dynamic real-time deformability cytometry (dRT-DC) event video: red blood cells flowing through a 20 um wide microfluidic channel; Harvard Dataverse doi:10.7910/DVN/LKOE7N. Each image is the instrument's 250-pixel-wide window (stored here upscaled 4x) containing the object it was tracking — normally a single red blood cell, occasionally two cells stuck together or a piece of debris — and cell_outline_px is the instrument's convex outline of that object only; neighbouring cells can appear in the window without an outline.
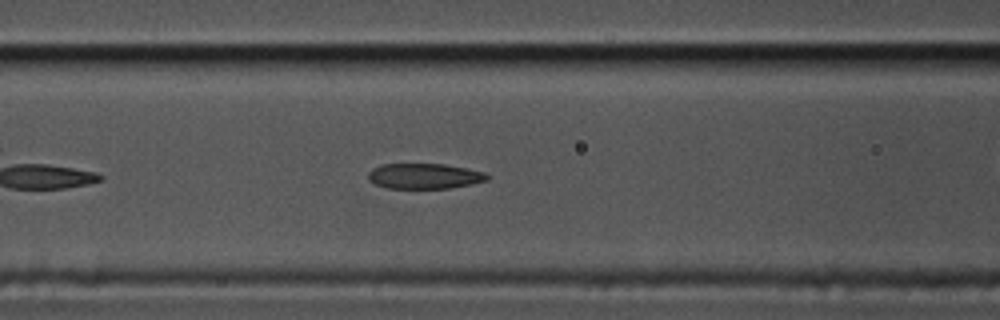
{"species": "common noctule bat (a hibernating species)", "species_latin": "Nyctalus noctula", "temperature_condition": "cold", "stored_images_in_passage": 37, "camera_frame_rate_fps": 3000, "um_per_image_px": 0.085, "animal": {"sex": "male", "body_mass_g": 17.5, "forearm_length_mm": 52.3}, "frame": {"image": 1, "passage_image": 11, "time_ms": 3.333, "image_size_px": [1000, 320], "cell_outline_px": [[488, 180], [472, 184], [448, 188], [388, 188], [376, 184], [368, 180], [368, 172], [372, 168], [380, 164], [444, 164], [484, 172], [488, 176]], "centroid_in_image_um": [36.03, 14.96], "position_along_channel_um": 130.6, "area_um2": 17.51}}
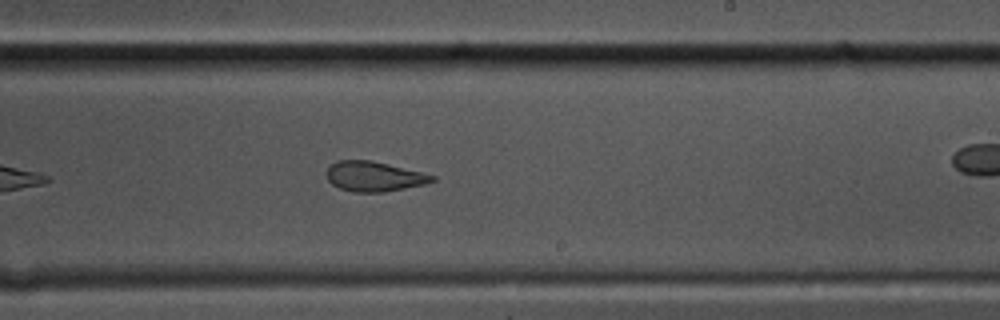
{"frame": {"image": 2, "passage_image": 22, "time_ms": 7.0, "image_size_px": [1000, 320], "cell_outline_px": [[436, 180], [424, 184], [384, 192], [356, 192], [340, 188], [332, 184], [328, 180], [324, 172], [336, 160], [372, 160], [436, 176]], "centroid_in_image_um": [31.76, 14.99], "position_along_channel_um": 257.2, "area_um2": 18.32}, "authors_computed_cell_mechanics": {"area_um2": 19.1896, "velocity_mm_per_s": 3.4617, "shape_relaxation_time_tau1_ms": null, "shape_relaxation_time_tau2_ms": 3.0056, "deformation_change_tau1": null, "deformation_change_tau2": 0.0898}}